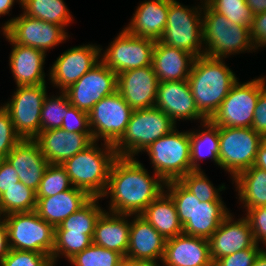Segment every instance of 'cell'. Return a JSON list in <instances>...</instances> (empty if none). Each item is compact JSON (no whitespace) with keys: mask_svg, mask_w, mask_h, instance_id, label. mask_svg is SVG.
<instances>
[{"mask_svg":"<svg viewBox=\"0 0 266 266\" xmlns=\"http://www.w3.org/2000/svg\"><path fill=\"white\" fill-rule=\"evenodd\" d=\"M61 129L67 132L91 133L88 113L72 106L67 97V114L63 119Z\"/></svg>","mask_w":266,"mask_h":266,"instance_id":"cell-44","label":"cell"},{"mask_svg":"<svg viewBox=\"0 0 266 266\" xmlns=\"http://www.w3.org/2000/svg\"><path fill=\"white\" fill-rule=\"evenodd\" d=\"M131 218L126 260L161 262L166 239L141 215H131Z\"/></svg>","mask_w":266,"mask_h":266,"instance_id":"cell-22","label":"cell"},{"mask_svg":"<svg viewBox=\"0 0 266 266\" xmlns=\"http://www.w3.org/2000/svg\"><path fill=\"white\" fill-rule=\"evenodd\" d=\"M10 249L34 251L51 257L55 228L36 211L4 216Z\"/></svg>","mask_w":266,"mask_h":266,"instance_id":"cell-10","label":"cell"},{"mask_svg":"<svg viewBox=\"0 0 266 266\" xmlns=\"http://www.w3.org/2000/svg\"><path fill=\"white\" fill-rule=\"evenodd\" d=\"M231 87L219 109L209 119L218 127H251L260 93L266 88V76Z\"/></svg>","mask_w":266,"mask_h":266,"instance_id":"cell-11","label":"cell"},{"mask_svg":"<svg viewBox=\"0 0 266 266\" xmlns=\"http://www.w3.org/2000/svg\"><path fill=\"white\" fill-rule=\"evenodd\" d=\"M162 266H213L209 240L184 233L167 239Z\"/></svg>","mask_w":266,"mask_h":266,"instance_id":"cell-23","label":"cell"},{"mask_svg":"<svg viewBox=\"0 0 266 266\" xmlns=\"http://www.w3.org/2000/svg\"><path fill=\"white\" fill-rule=\"evenodd\" d=\"M99 199L101 198L92 197L83 207L72 213L57 226L55 231L84 233L93 239L96 221L105 211L104 208L99 206Z\"/></svg>","mask_w":266,"mask_h":266,"instance_id":"cell-34","label":"cell"},{"mask_svg":"<svg viewBox=\"0 0 266 266\" xmlns=\"http://www.w3.org/2000/svg\"><path fill=\"white\" fill-rule=\"evenodd\" d=\"M158 83L152 66L127 70L117 75V91L133 111L154 107Z\"/></svg>","mask_w":266,"mask_h":266,"instance_id":"cell-19","label":"cell"},{"mask_svg":"<svg viewBox=\"0 0 266 266\" xmlns=\"http://www.w3.org/2000/svg\"><path fill=\"white\" fill-rule=\"evenodd\" d=\"M36 205V191L25 186L22 182L16 183L0 195V209L3 216L35 211Z\"/></svg>","mask_w":266,"mask_h":266,"instance_id":"cell-35","label":"cell"},{"mask_svg":"<svg viewBox=\"0 0 266 266\" xmlns=\"http://www.w3.org/2000/svg\"><path fill=\"white\" fill-rule=\"evenodd\" d=\"M67 114V94L59 91L58 95L46 96L40 115V132L61 128Z\"/></svg>","mask_w":266,"mask_h":266,"instance_id":"cell-39","label":"cell"},{"mask_svg":"<svg viewBox=\"0 0 266 266\" xmlns=\"http://www.w3.org/2000/svg\"><path fill=\"white\" fill-rule=\"evenodd\" d=\"M178 181L200 202H224L220 192L226 189L225 183L214 187L203 170L190 171Z\"/></svg>","mask_w":266,"mask_h":266,"instance_id":"cell-36","label":"cell"},{"mask_svg":"<svg viewBox=\"0 0 266 266\" xmlns=\"http://www.w3.org/2000/svg\"><path fill=\"white\" fill-rule=\"evenodd\" d=\"M21 7L24 14L59 25L64 30L74 21L63 0H22Z\"/></svg>","mask_w":266,"mask_h":266,"instance_id":"cell-33","label":"cell"},{"mask_svg":"<svg viewBox=\"0 0 266 266\" xmlns=\"http://www.w3.org/2000/svg\"><path fill=\"white\" fill-rule=\"evenodd\" d=\"M129 217L131 215L105 210L96 221L93 244L120 253L126 260L131 225Z\"/></svg>","mask_w":266,"mask_h":266,"instance_id":"cell-28","label":"cell"},{"mask_svg":"<svg viewBox=\"0 0 266 266\" xmlns=\"http://www.w3.org/2000/svg\"><path fill=\"white\" fill-rule=\"evenodd\" d=\"M0 32L16 44L39 49L45 54L70 37L61 26L30 17L23 12L6 21Z\"/></svg>","mask_w":266,"mask_h":266,"instance_id":"cell-13","label":"cell"},{"mask_svg":"<svg viewBox=\"0 0 266 266\" xmlns=\"http://www.w3.org/2000/svg\"><path fill=\"white\" fill-rule=\"evenodd\" d=\"M253 15L266 11V0H245Z\"/></svg>","mask_w":266,"mask_h":266,"instance_id":"cell-52","label":"cell"},{"mask_svg":"<svg viewBox=\"0 0 266 266\" xmlns=\"http://www.w3.org/2000/svg\"><path fill=\"white\" fill-rule=\"evenodd\" d=\"M121 266H127V260Z\"/></svg>","mask_w":266,"mask_h":266,"instance_id":"cell-58","label":"cell"},{"mask_svg":"<svg viewBox=\"0 0 266 266\" xmlns=\"http://www.w3.org/2000/svg\"><path fill=\"white\" fill-rule=\"evenodd\" d=\"M207 4L232 23L250 28L253 24L254 15L245 0H210Z\"/></svg>","mask_w":266,"mask_h":266,"instance_id":"cell-41","label":"cell"},{"mask_svg":"<svg viewBox=\"0 0 266 266\" xmlns=\"http://www.w3.org/2000/svg\"><path fill=\"white\" fill-rule=\"evenodd\" d=\"M87 44L71 47L64 51L49 69V79L53 87L65 91L100 61L101 47Z\"/></svg>","mask_w":266,"mask_h":266,"instance_id":"cell-17","label":"cell"},{"mask_svg":"<svg viewBox=\"0 0 266 266\" xmlns=\"http://www.w3.org/2000/svg\"><path fill=\"white\" fill-rule=\"evenodd\" d=\"M154 107L177 124L180 120H208L197 108L188 80L159 82Z\"/></svg>","mask_w":266,"mask_h":266,"instance_id":"cell-18","label":"cell"},{"mask_svg":"<svg viewBox=\"0 0 266 266\" xmlns=\"http://www.w3.org/2000/svg\"><path fill=\"white\" fill-rule=\"evenodd\" d=\"M254 166L266 170V137H264L258 149Z\"/></svg>","mask_w":266,"mask_h":266,"instance_id":"cell-51","label":"cell"},{"mask_svg":"<svg viewBox=\"0 0 266 266\" xmlns=\"http://www.w3.org/2000/svg\"><path fill=\"white\" fill-rule=\"evenodd\" d=\"M230 213L212 234L209 240L210 257L214 263L217 259L235 252L251 248L256 244L250 224L245 217L237 220Z\"/></svg>","mask_w":266,"mask_h":266,"instance_id":"cell-20","label":"cell"},{"mask_svg":"<svg viewBox=\"0 0 266 266\" xmlns=\"http://www.w3.org/2000/svg\"><path fill=\"white\" fill-rule=\"evenodd\" d=\"M252 266H266V251L262 249L255 258Z\"/></svg>","mask_w":266,"mask_h":266,"instance_id":"cell-54","label":"cell"},{"mask_svg":"<svg viewBox=\"0 0 266 266\" xmlns=\"http://www.w3.org/2000/svg\"><path fill=\"white\" fill-rule=\"evenodd\" d=\"M141 216L166 240L183 233L175 203L165 190L146 207Z\"/></svg>","mask_w":266,"mask_h":266,"instance_id":"cell-30","label":"cell"},{"mask_svg":"<svg viewBox=\"0 0 266 266\" xmlns=\"http://www.w3.org/2000/svg\"><path fill=\"white\" fill-rule=\"evenodd\" d=\"M117 157L113 144L101 142L99 147L98 141H95L61 165L73 187L84 190L91 197L101 198L107 187L111 166Z\"/></svg>","mask_w":266,"mask_h":266,"instance_id":"cell-4","label":"cell"},{"mask_svg":"<svg viewBox=\"0 0 266 266\" xmlns=\"http://www.w3.org/2000/svg\"><path fill=\"white\" fill-rule=\"evenodd\" d=\"M127 266H161L159 262H145V261H132L127 260Z\"/></svg>","mask_w":266,"mask_h":266,"instance_id":"cell-55","label":"cell"},{"mask_svg":"<svg viewBox=\"0 0 266 266\" xmlns=\"http://www.w3.org/2000/svg\"><path fill=\"white\" fill-rule=\"evenodd\" d=\"M143 152L149 156L154 173L165 182L179 180L191 171L189 130L180 132L176 127Z\"/></svg>","mask_w":266,"mask_h":266,"instance_id":"cell-8","label":"cell"},{"mask_svg":"<svg viewBox=\"0 0 266 266\" xmlns=\"http://www.w3.org/2000/svg\"><path fill=\"white\" fill-rule=\"evenodd\" d=\"M46 85L16 86L11 99L2 105L22 139H35L40 133V115L47 96Z\"/></svg>","mask_w":266,"mask_h":266,"instance_id":"cell-12","label":"cell"},{"mask_svg":"<svg viewBox=\"0 0 266 266\" xmlns=\"http://www.w3.org/2000/svg\"><path fill=\"white\" fill-rule=\"evenodd\" d=\"M263 139L251 127H219V167L233 180L254 165Z\"/></svg>","mask_w":266,"mask_h":266,"instance_id":"cell-9","label":"cell"},{"mask_svg":"<svg viewBox=\"0 0 266 266\" xmlns=\"http://www.w3.org/2000/svg\"><path fill=\"white\" fill-rule=\"evenodd\" d=\"M203 130L194 129L189 131L191 148V171L202 170L199 163L210 157L219 167V127L214 125L209 119L200 122Z\"/></svg>","mask_w":266,"mask_h":266,"instance_id":"cell-32","label":"cell"},{"mask_svg":"<svg viewBox=\"0 0 266 266\" xmlns=\"http://www.w3.org/2000/svg\"><path fill=\"white\" fill-rule=\"evenodd\" d=\"M244 216L253 232L256 244H266V206L252 208L246 211Z\"/></svg>","mask_w":266,"mask_h":266,"instance_id":"cell-46","label":"cell"},{"mask_svg":"<svg viewBox=\"0 0 266 266\" xmlns=\"http://www.w3.org/2000/svg\"><path fill=\"white\" fill-rule=\"evenodd\" d=\"M35 140L49 164H63L95 142L91 133L67 132L61 128L42 131Z\"/></svg>","mask_w":266,"mask_h":266,"instance_id":"cell-21","label":"cell"},{"mask_svg":"<svg viewBox=\"0 0 266 266\" xmlns=\"http://www.w3.org/2000/svg\"><path fill=\"white\" fill-rule=\"evenodd\" d=\"M155 42L137 37L123 28L108 48L103 50L101 46L100 59L117 75L127 70L152 66Z\"/></svg>","mask_w":266,"mask_h":266,"instance_id":"cell-14","label":"cell"},{"mask_svg":"<svg viewBox=\"0 0 266 266\" xmlns=\"http://www.w3.org/2000/svg\"><path fill=\"white\" fill-rule=\"evenodd\" d=\"M20 182L37 191L49 162L35 139H22L5 158Z\"/></svg>","mask_w":266,"mask_h":266,"instance_id":"cell-24","label":"cell"},{"mask_svg":"<svg viewBox=\"0 0 266 266\" xmlns=\"http://www.w3.org/2000/svg\"><path fill=\"white\" fill-rule=\"evenodd\" d=\"M251 128L256 133L266 137V88L258 97Z\"/></svg>","mask_w":266,"mask_h":266,"instance_id":"cell-47","label":"cell"},{"mask_svg":"<svg viewBox=\"0 0 266 266\" xmlns=\"http://www.w3.org/2000/svg\"><path fill=\"white\" fill-rule=\"evenodd\" d=\"M239 203L245 212L249 209L266 206V170L251 166L239 173L233 180Z\"/></svg>","mask_w":266,"mask_h":266,"instance_id":"cell-31","label":"cell"},{"mask_svg":"<svg viewBox=\"0 0 266 266\" xmlns=\"http://www.w3.org/2000/svg\"><path fill=\"white\" fill-rule=\"evenodd\" d=\"M73 266H121L125 258L115 251L91 244L68 260Z\"/></svg>","mask_w":266,"mask_h":266,"instance_id":"cell-38","label":"cell"},{"mask_svg":"<svg viewBox=\"0 0 266 266\" xmlns=\"http://www.w3.org/2000/svg\"><path fill=\"white\" fill-rule=\"evenodd\" d=\"M92 243L93 239L84 233L55 231L54 247L51 255L53 266H55L59 258L64 256L65 260H69Z\"/></svg>","mask_w":266,"mask_h":266,"instance_id":"cell-37","label":"cell"},{"mask_svg":"<svg viewBox=\"0 0 266 266\" xmlns=\"http://www.w3.org/2000/svg\"><path fill=\"white\" fill-rule=\"evenodd\" d=\"M201 2V4H207L210 0H200Z\"/></svg>","mask_w":266,"mask_h":266,"instance_id":"cell-57","label":"cell"},{"mask_svg":"<svg viewBox=\"0 0 266 266\" xmlns=\"http://www.w3.org/2000/svg\"><path fill=\"white\" fill-rule=\"evenodd\" d=\"M8 233L4 220L0 222V261L9 253Z\"/></svg>","mask_w":266,"mask_h":266,"instance_id":"cell-50","label":"cell"},{"mask_svg":"<svg viewBox=\"0 0 266 266\" xmlns=\"http://www.w3.org/2000/svg\"><path fill=\"white\" fill-rule=\"evenodd\" d=\"M20 182L16 170L6 159H0V195Z\"/></svg>","mask_w":266,"mask_h":266,"instance_id":"cell-49","label":"cell"},{"mask_svg":"<svg viewBox=\"0 0 266 266\" xmlns=\"http://www.w3.org/2000/svg\"><path fill=\"white\" fill-rule=\"evenodd\" d=\"M117 74L100 61L64 92L72 106L89 113L106 96L117 91Z\"/></svg>","mask_w":266,"mask_h":266,"instance_id":"cell-16","label":"cell"},{"mask_svg":"<svg viewBox=\"0 0 266 266\" xmlns=\"http://www.w3.org/2000/svg\"><path fill=\"white\" fill-rule=\"evenodd\" d=\"M165 184L157 174L151 176L136 157L118 156L111 166L107 187L101 200L110 196L108 212L141 215L165 190Z\"/></svg>","mask_w":266,"mask_h":266,"instance_id":"cell-1","label":"cell"},{"mask_svg":"<svg viewBox=\"0 0 266 266\" xmlns=\"http://www.w3.org/2000/svg\"><path fill=\"white\" fill-rule=\"evenodd\" d=\"M132 112L118 91L97 102L88 113L94 141L114 145L125 133Z\"/></svg>","mask_w":266,"mask_h":266,"instance_id":"cell-15","label":"cell"},{"mask_svg":"<svg viewBox=\"0 0 266 266\" xmlns=\"http://www.w3.org/2000/svg\"><path fill=\"white\" fill-rule=\"evenodd\" d=\"M202 29L205 56L225 59L242 52H256L250 27L232 23L208 4L203 6Z\"/></svg>","mask_w":266,"mask_h":266,"instance_id":"cell-5","label":"cell"},{"mask_svg":"<svg viewBox=\"0 0 266 266\" xmlns=\"http://www.w3.org/2000/svg\"><path fill=\"white\" fill-rule=\"evenodd\" d=\"M264 248L255 244L251 248H247L233 254L217 259L213 266H252L258 253Z\"/></svg>","mask_w":266,"mask_h":266,"instance_id":"cell-45","label":"cell"},{"mask_svg":"<svg viewBox=\"0 0 266 266\" xmlns=\"http://www.w3.org/2000/svg\"><path fill=\"white\" fill-rule=\"evenodd\" d=\"M165 189L175 203L186 235L209 239L230 214L224 202H200L178 180L166 182Z\"/></svg>","mask_w":266,"mask_h":266,"instance_id":"cell-3","label":"cell"},{"mask_svg":"<svg viewBox=\"0 0 266 266\" xmlns=\"http://www.w3.org/2000/svg\"><path fill=\"white\" fill-rule=\"evenodd\" d=\"M15 2L21 5L22 0H0V16L10 14Z\"/></svg>","mask_w":266,"mask_h":266,"instance_id":"cell-53","label":"cell"},{"mask_svg":"<svg viewBox=\"0 0 266 266\" xmlns=\"http://www.w3.org/2000/svg\"><path fill=\"white\" fill-rule=\"evenodd\" d=\"M177 125L156 107L132 112L125 133L113 145L117 156L135 157Z\"/></svg>","mask_w":266,"mask_h":266,"instance_id":"cell-6","label":"cell"},{"mask_svg":"<svg viewBox=\"0 0 266 266\" xmlns=\"http://www.w3.org/2000/svg\"><path fill=\"white\" fill-rule=\"evenodd\" d=\"M21 140L14 129L10 115L0 105V159H5Z\"/></svg>","mask_w":266,"mask_h":266,"instance_id":"cell-43","label":"cell"},{"mask_svg":"<svg viewBox=\"0 0 266 266\" xmlns=\"http://www.w3.org/2000/svg\"><path fill=\"white\" fill-rule=\"evenodd\" d=\"M71 187L65 168L61 164H49L36 191V197H51Z\"/></svg>","mask_w":266,"mask_h":266,"instance_id":"cell-40","label":"cell"},{"mask_svg":"<svg viewBox=\"0 0 266 266\" xmlns=\"http://www.w3.org/2000/svg\"><path fill=\"white\" fill-rule=\"evenodd\" d=\"M5 38L12 45L9 66L16 85L46 84L44 65L47 54L30 46L16 44L7 35Z\"/></svg>","mask_w":266,"mask_h":266,"instance_id":"cell-25","label":"cell"},{"mask_svg":"<svg viewBox=\"0 0 266 266\" xmlns=\"http://www.w3.org/2000/svg\"><path fill=\"white\" fill-rule=\"evenodd\" d=\"M224 59L205 55L195 58L188 83L198 110L210 119L238 80Z\"/></svg>","mask_w":266,"mask_h":266,"instance_id":"cell-2","label":"cell"},{"mask_svg":"<svg viewBox=\"0 0 266 266\" xmlns=\"http://www.w3.org/2000/svg\"><path fill=\"white\" fill-rule=\"evenodd\" d=\"M37 214L54 228L83 207L92 197L82 189L71 187L51 197H36Z\"/></svg>","mask_w":266,"mask_h":266,"instance_id":"cell-29","label":"cell"},{"mask_svg":"<svg viewBox=\"0 0 266 266\" xmlns=\"http://www.w3.org/2000/svg\"><path fill=\"white\" fill-rule=\"evenodd\" d=\"M3 220H4V216H3L1 209H0V222H2Z\"/></svg>","mask_w":266,"mask_h":266,"instance_id":"cell-56","label":"cell"},{"mask_svg":"<svg viewBox=\"0 0 266 266\" xmlns=\"http://www.w3.org/2000/svg\"><path fill=\"white\" fill-rule=\"evenodd\" d=\"M251 40L258 50L261 47H266V11L254 15L253 24L250 28Z\"/></svg>","mask_w":266,"mask_h":266,"instance_id":"cell-48","label":"cell"},{"mask_svg":"<svg viewBox=\"0 0 266 266\" xmlns=\"http://www.w3.org/2000/svg\"><path fill=\"white\" fill-rule=\"evenodd\" d=\"M0 266H53L51 257L34 251L10 249Z\"/></svg>","mask_w":266,"mask_h":266,"instance_id":"cell-42","label":"cell"},{"mask_svg":"<svg viewBox=\"0 0 266 266\" xmlns=\"http://www.w3.org/2000/svg\"><path fill=\"white\" fill-rule=\"evenodd\" d=\"M203 6L190 7L178 0H169L166 28L160 41L192 54L195 58L204 55Z\"/></svg>","mask_w":266,"mask_h":266,"instance_id":"cell-7","label":"cell"},{"mask_svg":"<svg viewBox=\"0 0 266 266\" xmlns=\"http://www.w3.org/2000/svg\"><path fill=\"white\" fill-rule=\"evenodd\" d=\"M168 11L169 0H145L137 6L124 28L137 37L159 41L166 28Z\"/></svg>","mask_w":266,"mask_h":266,"instance_id":"cell-26","label":"cell"},{"mask_svg":"<svg viewBox=\"0 0 266 266\" xmlns=\"http://www.w3.org/2000/svg\"><path fill=\"white\" fill-rule=\"evenodd\" d=\"M195 57L179 48L155 42L152 67L158 82L187 80Z\"/></svg>","mask_w":266,"mask_h":266,"instance_id":"cell-27","label":"cell"}]
</instances>
